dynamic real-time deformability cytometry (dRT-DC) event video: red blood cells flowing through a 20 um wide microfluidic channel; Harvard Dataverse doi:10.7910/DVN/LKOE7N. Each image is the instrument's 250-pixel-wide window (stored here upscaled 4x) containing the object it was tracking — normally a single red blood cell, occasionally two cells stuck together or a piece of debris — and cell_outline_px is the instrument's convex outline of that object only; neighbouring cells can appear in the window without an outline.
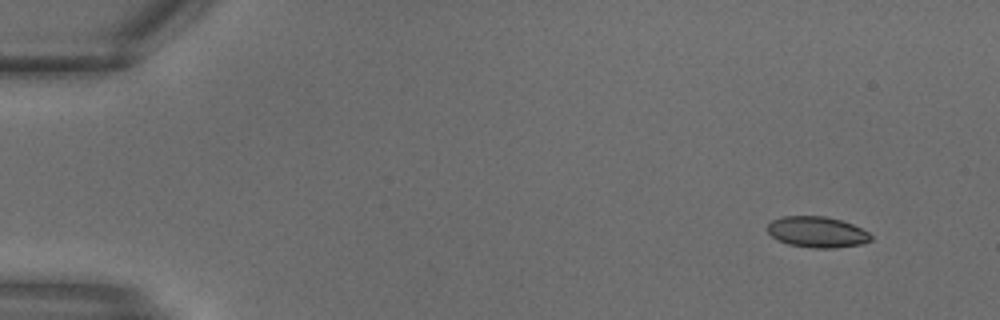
{"species": "common noctule bat (a hibernating species)", "species_latin": "Nyctalus noctula", "temperature_condition": "warm", "stored_images_in_passage": 17, "camera_frame_rate_fps": 3000, "um_per_image_px": 0.085, "animal": {"sex": "male", "body_mass_g": 18.8}, "frame": {"image": 1, "passage_image": 1, "time_ms": 0.0, "image_size_px": [1000, 320], "cell_outline_px": [[872, 240], [860, 244], [836, 248], [812, 248], [788, 244], [776, 240], [768, 232], [768, 224], [772, 220], [784, 216], [824, 216], [840, 220], [852, 224], [868, 232], [872, 236]], "centroid_in_image_um": [69.44, 19.73], "position_along_channel_um": 15.6, "area_um2": 18.61}}
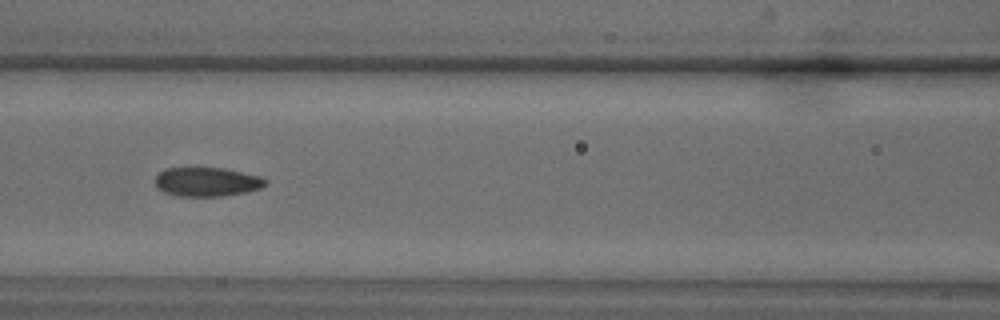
{"frame": {"image": 2, "passage_image": 12, "time_ms": 3.667, "image_size_px": [1000, 320], "cell_outline_px": [[268, 184], [260, 188], [244, 192], [224, 196], [180, 196], [164, 192], [156, 188], [156, 176], [164, 168], [224, 168], [260, 176], [268, 180]], "centroid_in_image_um": [17.6, 15.45], "position_along_channel_um": 149.0, "area_um2": 18.67}}
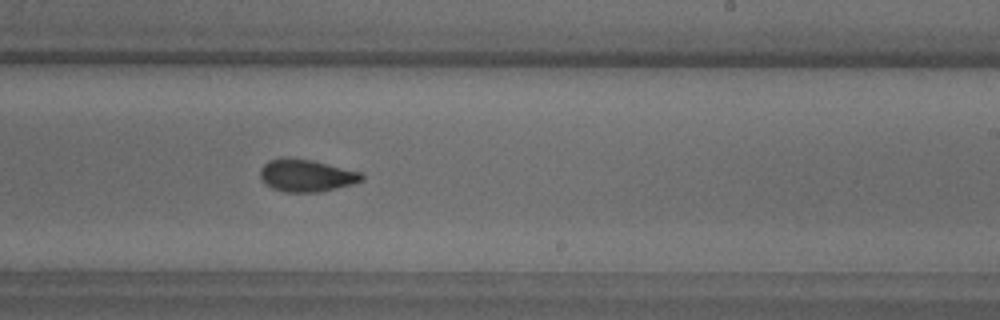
{"frame": {"image": 3, "passage_image": 17, "time_ms": 5.333, "image_size_px": [1000, 320], "cell_outline_px": [[364, 180], [352, 184], [320, 192], [284, 192], [272, 188], [264, 184], [260, 180], [260, 168], [268, 160], [280, 156], [284, 156], [312, 160], [360, 172], [364, 176]], "centroid_in_image_um": [25.98, 14.91], "position_along_channel_um": 263.0, "area_um2": 19.42}}